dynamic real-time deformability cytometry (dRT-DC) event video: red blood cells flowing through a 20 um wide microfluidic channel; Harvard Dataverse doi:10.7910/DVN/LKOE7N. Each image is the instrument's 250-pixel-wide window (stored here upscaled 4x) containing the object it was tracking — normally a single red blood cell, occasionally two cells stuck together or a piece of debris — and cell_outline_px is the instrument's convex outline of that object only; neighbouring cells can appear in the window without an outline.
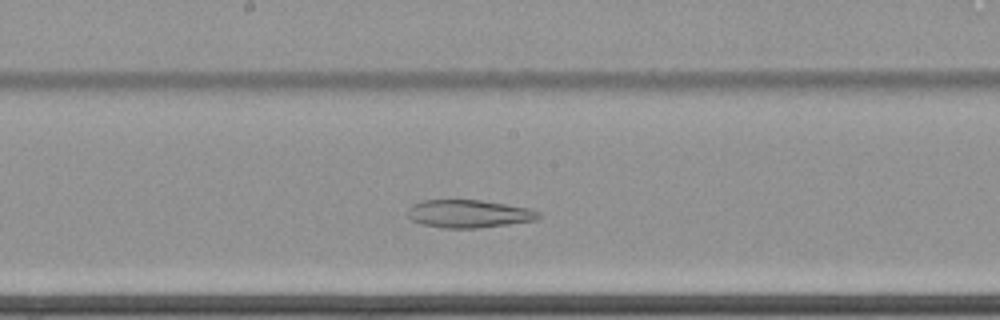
{"species": "common noctule bat (a hibernating species)", "species_latin": "Nyctalus noctula", "temperature_condition": "cold", "stored_images_in_passage": 55, "camera_frame_rate_fps": 3000, "um_per_image_px": 0.085, "animal": {"sex": "female", "body_mass_g": 22.7, "forearm_length_mm": 54.2}, "frame": {"image": 1, "passage_image": 28, "time_ms": 9.0, "image_size_px": [1000, 320], "cell_outline_px": [[544, 216], [536, 220], [480, 228], [444, 228], [424, 224], [412, 220], [408, 216], [408, 208], [412, 204], [424, 200], [480, 200], [528, 208], [540, 212]], "centroid_in_image_um": [39.87, 18.17], "position_along_channel_um": 208.3, "area_um2": 21.21}}
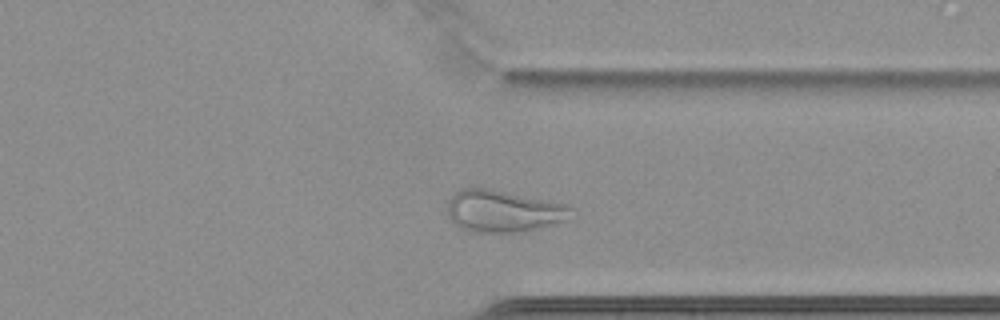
{"frame": {"image": 2, "passage_image": 42, "time_ms": 13.667, "image_size_px": [1000, 320], "cell_outline_px": [[576, 216], [572, 220], [524, 232], [476, 232], [460, 228], [448, 216], [448, 200], [460, 188], [492, 188], [572, 204], [576, 208]], "centroid_in_image_um": [42.95, 17.93], "position_along_channel_um": 368.4, "area_um2": 31.44}}
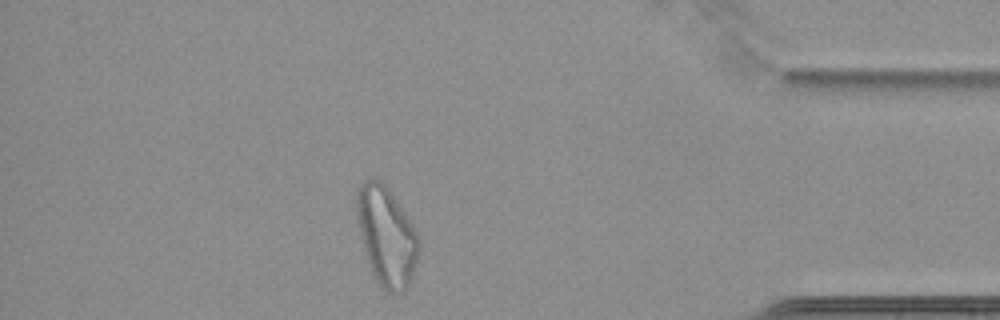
{"frame": {"image": 3, "passage_image": 48, "time_ms": 15.667, "image_size_px": [1000, 320], "cell_outline_px": [[420, 244], [412, 276], [408, 288], [404, 292], [384, 292], [372, 276], [360, 232], [356, 216], [356, 192], [360, 184], [364, 180], [380, 180], [388, 188], [420, 236]], "centroid_in_image_um": [32.85, 20.11], "position_along_channel_um": 402.4, "area_um2": 35.72}}